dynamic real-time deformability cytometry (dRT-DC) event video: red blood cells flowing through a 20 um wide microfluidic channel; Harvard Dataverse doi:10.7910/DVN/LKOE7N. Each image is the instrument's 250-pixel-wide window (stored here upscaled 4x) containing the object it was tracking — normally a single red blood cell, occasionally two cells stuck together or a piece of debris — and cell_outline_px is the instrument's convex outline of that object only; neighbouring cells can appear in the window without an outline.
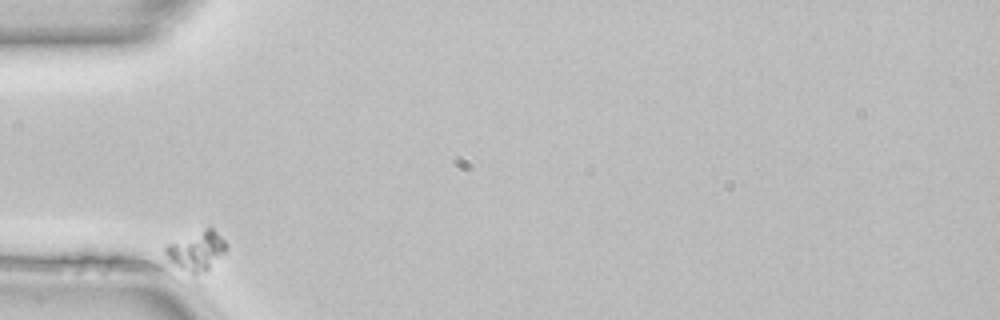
{"species": "common noctule bat (a hibernating species)", "species_latin": "Nyctalus noctula", "temperature_condition": "room temperature", "stored_images_in_passage": 33, "camera_frame_rate_fps": 3000, "um_per_image_px": 0.085, "animal": {"sex": "female", "body_mass_g": 22.7, "forearm_length_mm": 54.2}, "frame": {"image": 1, "passage_image": 1, "time_ms": 0.0, "image_size_px": [1000, 320], "cell_outline_px": [[228, 248], [200, 284], [196, 284], [168, 260], [164, 252], [164, 248], [168, 244], [208, 224], [228, 244]], "centroid_in_image_um": [16.72, 21.49], "position_along_channel_um": 68.3, "area_um2": 15.9}}
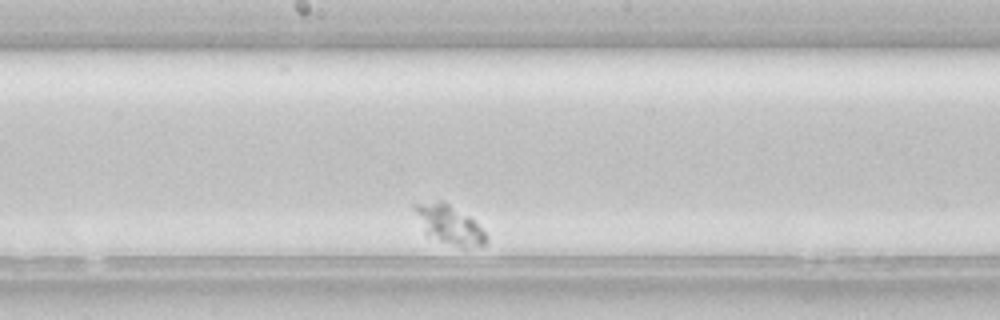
{"frame": {"image": 2, "passage_image": 17, "time_ms": 5.333, "image_size_px": [1000, 320], "cell_outline_px": [[488, 240], [484, 244], [464, 248], [440, 240], [424, 232], [412, 208], [412, 204], [440, 200], [448, 204], [468, 216], [488, 236]], "centroid_in_image_um": [38.15, 19.07], "position_along_channel_um": 210.1, "area_um2": 15.66}}
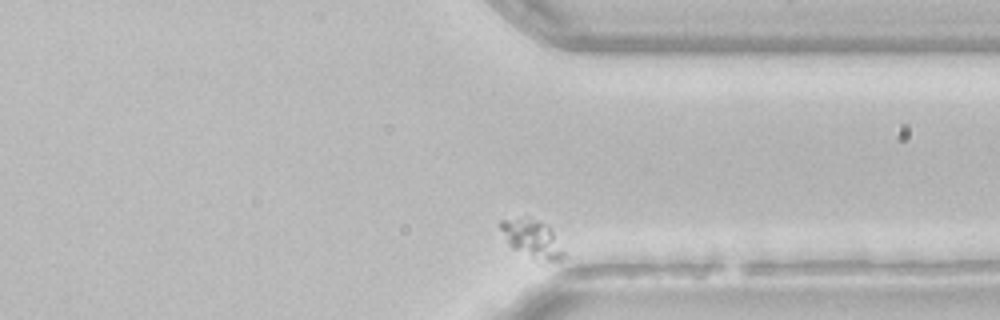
{"frame": {"image": 3, "passage_image": 32, "time_ms": 10.333, "image_size_px": [1000, 320], "cell_outline_px": [[564, 256], [560, 260], [532, 260], [512, 248], [508, 244], [500, 228], [500, 220], [528, 216], [548, 224], [564, 252]], "centroid_in_image_um": [45.2, 20.28], "position_along_channel_um": 366.2, "area_um2": 14.1}}